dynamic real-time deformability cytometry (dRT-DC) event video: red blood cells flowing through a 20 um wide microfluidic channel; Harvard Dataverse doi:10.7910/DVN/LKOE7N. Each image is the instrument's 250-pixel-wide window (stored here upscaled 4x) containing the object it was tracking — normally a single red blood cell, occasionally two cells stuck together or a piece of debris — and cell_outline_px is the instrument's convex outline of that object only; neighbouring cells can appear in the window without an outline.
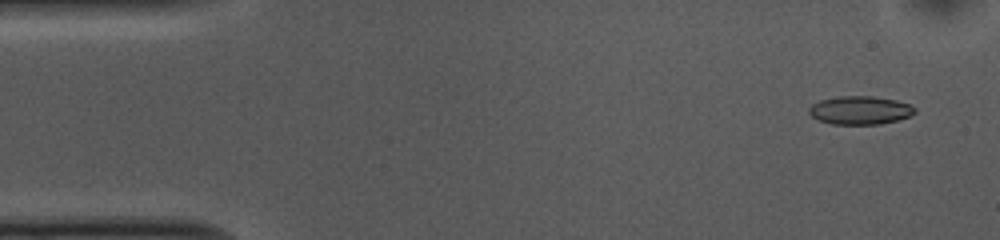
{"species": "common noctule bat (a hibernating species)", "species_latin": "Nyctalus noctula", "temperature_condition": "cold", "stored_images_in_passage": 53, "camera_frame_rate_fps": 3000, "um_per_image_px": 0.085, "animal": {"sex": "female", "body_mass_g": 10.0, "forearm_length_mm": 53.1}, "frame": {"image": 1, "passage_image": 3, "time_ms": 0.667, "image_size_px": [1000, 240], "cell_outline_px": [[916, 112], [912, 116], [880, 124], [832, 124], [820, 120], [812, 116], [808, 112], [808, 108], [812, 104], [820, 100], [836, 96], [872, 96], [896, 100], [908, 104], [916, 108]], "centroid_in_image_um": [73.11, 9.36], "position_along_channel_um": 11.9, "area_um2": 17.51}}
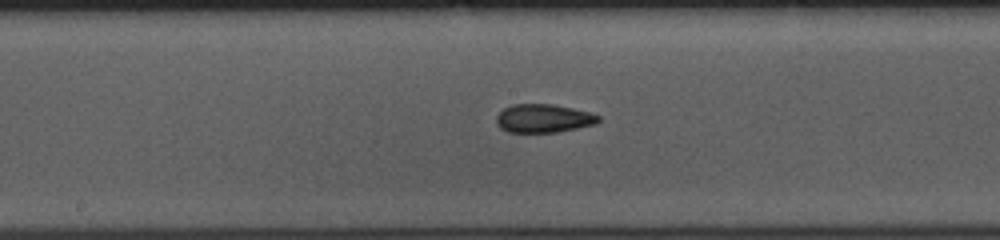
{"frame": {"image": 2, "passage_image": 26, "time_ms": 8.333, "image_size_px": [1000, 240], "cell_outline_px": [[600, 120], [596, 124], [556, 132], [508, 132], [500, 128], [496, 124], [496, 116], [504, 108], [512, 104], [552, 104], [592, 112], [600, 116]], "centroid_in_image_um": [46.2, 10.06], "position_along_channel_um": 202.0, "area_um2": 16.99}}
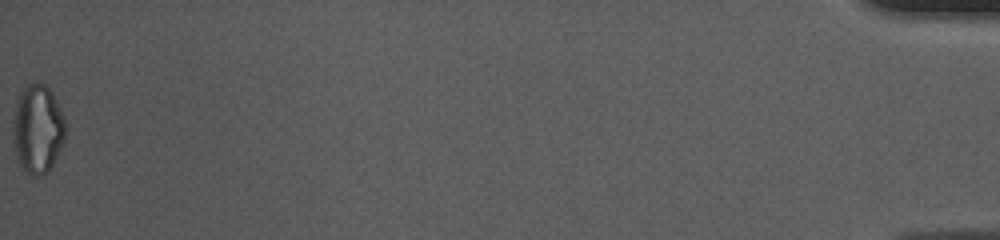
{"frame": {"image": 3, "passage_image": 53, "time_ms": 17.333, "image_size_px": [1000, 240], "cell_outline_px": [[64, 140], [48, 172], [44, 176], [32, 176], [24, 172], [20, 168], [16, 160], [12, 140], [12, 120], [16, 100], [24, 84], [44, 84], [52, 92], [64, 116]], "centroid_in_image_um": [3.14, 10.99], "position_along_channel_um": 432.1, "area_um2": 27.63}, "authors_computed_cell_mechanics": {"area_um2": 17.8602, "velocity_mm_per_s": 3.7211, "shape_relaxation_time_tau1_ms": null, "shape_relaxation_time_tau2_ms": 3.5711, "deformation_change_tau1": null, "deformation_change_tau2": 0.0868}}